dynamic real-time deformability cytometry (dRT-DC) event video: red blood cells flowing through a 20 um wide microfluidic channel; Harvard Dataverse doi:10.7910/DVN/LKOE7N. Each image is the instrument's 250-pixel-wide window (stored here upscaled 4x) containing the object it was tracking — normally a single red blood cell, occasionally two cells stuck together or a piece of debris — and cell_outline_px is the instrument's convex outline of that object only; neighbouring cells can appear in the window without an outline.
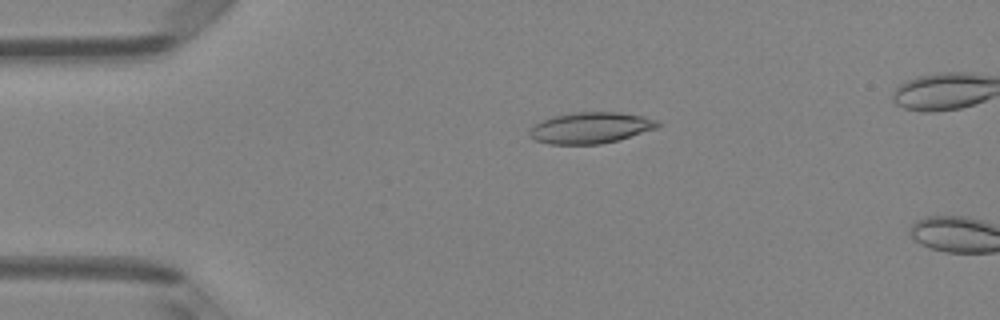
{"species": "Egyptian fruit bat (a non-hibernating species)", "species_latin": "Rousettus aegyptiacus", "temperature_condition": "room temperature", "stored_images_in_passage": 4, "camera_frame_rate_fps": 3000, "um_per_image_px": 0.085, "animal": {"sex": "female"}, "frame": {"image": 1, "passage_image": 3, "time_ms": 3.0, "image_size_px": [1000, 320], "cell_outline_px": [[664, 124], [656, 128], [616, 140], [600, 144], [548, 144], [536, 140], [528, 132], [536, 124], [544, 120], [556, 116], [576, 112], [620, 112], [644, 116], [660, 120]], "centroid_in_image_um": [50.28, 10.85], "position_along_channel_um": 34.7, "area_um2": 23.0}}